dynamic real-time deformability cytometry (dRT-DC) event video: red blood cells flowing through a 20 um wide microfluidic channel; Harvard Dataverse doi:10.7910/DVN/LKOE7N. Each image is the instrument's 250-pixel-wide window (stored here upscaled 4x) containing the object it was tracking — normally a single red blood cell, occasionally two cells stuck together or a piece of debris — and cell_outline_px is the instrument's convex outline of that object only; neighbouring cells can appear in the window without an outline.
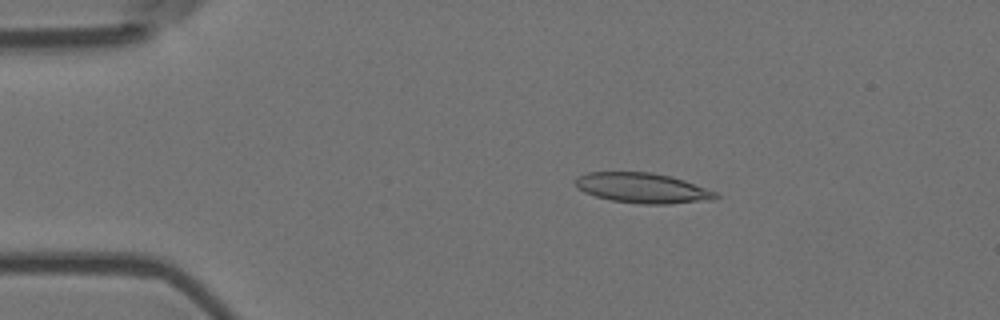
{"species": "Egyptian fruit bat (a non-hibernating species)", "species_latin": "Rousettus aegyptiacus", "temperature_condition": "room temperature", "stored_images_in_passage": 54, "camera_frame_rate_fps": 3000, "um_per_image_px": 0.085, "animal": {"sex": "female"}, "frame": {"image": 1, "passage_image": 9, "time_ms": 2.667, "image_size_px": [1000, 320], "cell_outline_px": [[720, 196], [712, 200], [668, 204], [640, 204], [612, 200], [596, 196], [584, 192], [576, 188], [576, 176], [588, 172], [652, 172], [672, 176], [684, 180], [716, 192]], "centroid_in_image_um": [54.61, 15.98], "position_along_channel_um": 30.4, "area_um2": 24.68}}
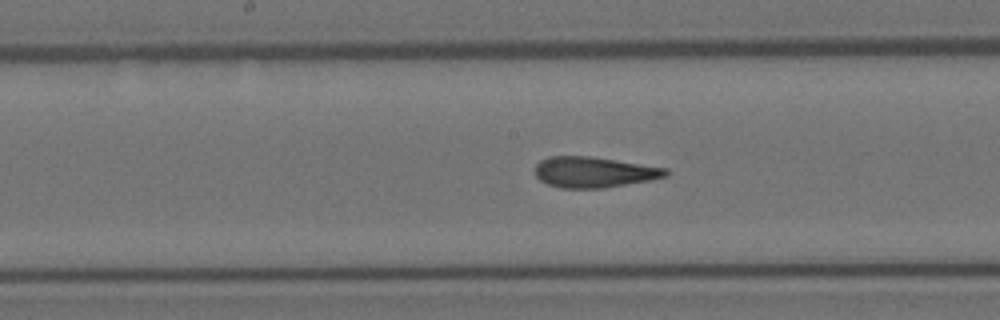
{"frame": {"image": 2, "passage_image": 27, "time_ms": 8.667, "image_size_px": [1000, 320], "cell_outline_px": [[668, 176], [652, 180], [604, 188], [560, 188], [548, 184], [540, 180], [536, 176], [536, 164], [540, 160], [548, 156], [592, 156], [668, 168]], "centroid_in_image_um": [50.51, 14.63], "position_along_channel_um": 197.7, "area_um2": 23.58}}
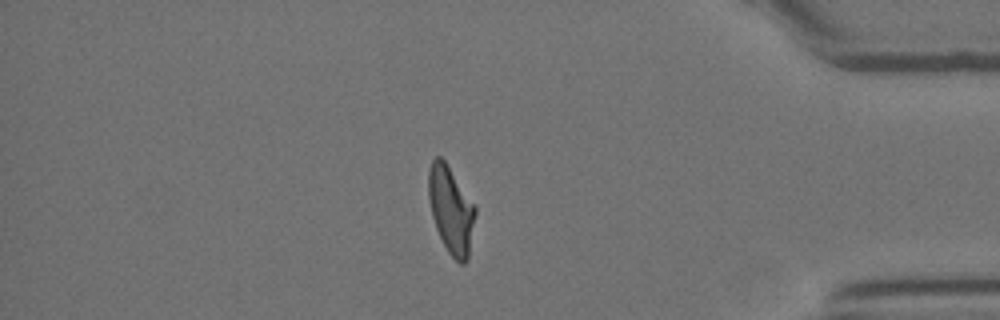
{"frame": {"image": 3, "passage_image": 46, "time_ms": 15.0, "image_size_px": [1000, 320], "cell_outline_px": [[476, 212], [468, 260], [464, 264], [460, 264], [448, 252], [436, 228], [432, 216], [428, 196], [428, 172], [432, 160], [436, 156], [440, 156], [444, 160], [476, 204]], "centroid_in_image_um": [38.35, 17.83], "position_along_channel_um": 396.9, "area_um2": 23.87}, "authors_computed_cell_mechanics": {"area_um2": 23.9292, "velocity_mm_per_s": 3.6595, "shape_relaxation_time_tau1_ms": null, "shape_relaxation_time_tau2_ms": 1.9136, "deformation_change_tau1": null, "deformation_change_tau2": 0.1159}}